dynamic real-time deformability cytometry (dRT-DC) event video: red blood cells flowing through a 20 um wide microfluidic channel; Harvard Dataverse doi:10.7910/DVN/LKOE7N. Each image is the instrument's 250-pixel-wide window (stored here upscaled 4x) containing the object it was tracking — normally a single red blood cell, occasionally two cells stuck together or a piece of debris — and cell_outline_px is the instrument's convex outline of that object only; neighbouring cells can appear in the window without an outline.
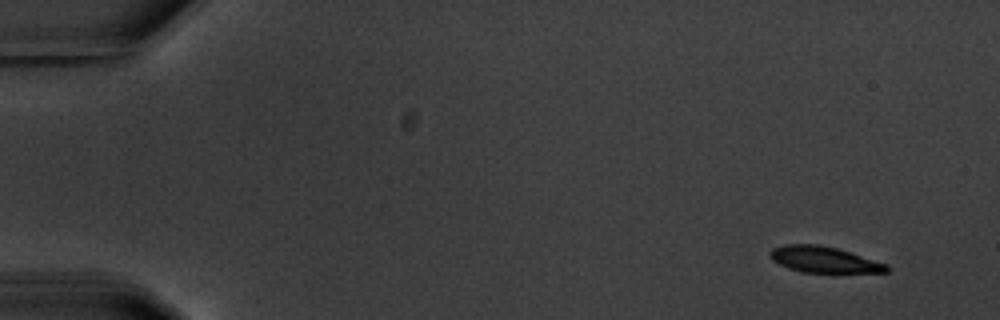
{"species": "common noctule bat (a hibernating species)", "species_latin": "Nyctalus noctula", "temperature_condition": "warm", "stored_images_in_passage": 5, "camera_frame_rate_fps": 3000, "um_per_image_px": 0.085, "animal": {"sex": "male", "body_mass_g": 20.1, "forearm_length_mm": 53.5}, "frame": {"image": 1, "passage_image": 1, "time_ms": 0.0, "image_size_px": [1000, 320], "cell_outline_px": [[888, 272], [800, 272], [788, 268], [772, 260], [768, 252], [772, 248], [784, 244], [816, 244], [836, 248], [888, 264]], "centroid_in_image_um": [69.98, 22.06], "position_along_channel_um": 15.0, "area_um2": 17.57}}
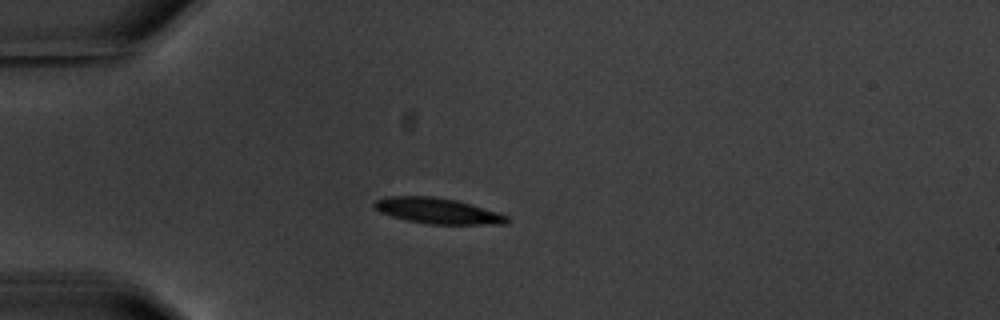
{"frame": {"image": 2, "passage_image": 2, "time_ms": 4.0, "image_size_px": [1000, 320], "cell_outline_px": [[512, 220], [508, 224], [428, 224], [408, 220], [392, 216], [380, 212], [372, 208], [372, 204], [376, 200], [388, 196], [432, 196], [456, 200], [500, 212], [508, 216]], "centroid_in_image_um": [37.23, 17.92], "position_along_channel_um": 47.8, "area_um2": 20.06}}